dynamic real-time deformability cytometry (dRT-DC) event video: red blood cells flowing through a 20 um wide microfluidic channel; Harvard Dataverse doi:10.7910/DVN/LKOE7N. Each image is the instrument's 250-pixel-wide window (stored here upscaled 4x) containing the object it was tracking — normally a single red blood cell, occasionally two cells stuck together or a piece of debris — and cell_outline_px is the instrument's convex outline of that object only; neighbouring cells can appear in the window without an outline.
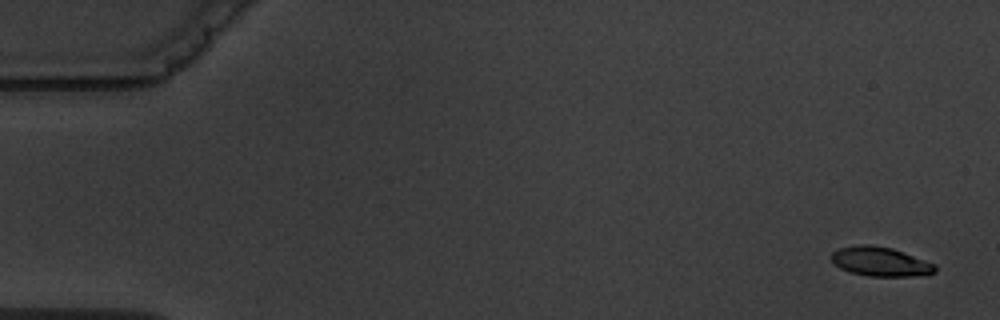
{"species": "common noctule bat (a hibernating species)", "species_latin": "Nyctalus noctula", "temperature_condition": "warm", "stored_images_in_passage": 5, "camera_frame_rate_fps": 3000, "um_per_image_px": 0.085, "animal": {"sex": "male", "body_mass_g": 19.5, "forearm_length_mm": 54.6}, "frame": {"image": 1, "passage_image": 1, "time_ms": 0.0, "image_size_px": [1000, 320], "cell_outline_px": [[936, 272], [928, 276], [868, 276], [848, 272], [840, 268], [828, 256], [832, 252], [840, 248], [856, 244], [872, 244], [892, 248], [904, 252], [936, 264]], "centroid_in_image_um": [74.85, 22.24], "position_along_channel_um": 10.2, "area_um2": 18.09}}